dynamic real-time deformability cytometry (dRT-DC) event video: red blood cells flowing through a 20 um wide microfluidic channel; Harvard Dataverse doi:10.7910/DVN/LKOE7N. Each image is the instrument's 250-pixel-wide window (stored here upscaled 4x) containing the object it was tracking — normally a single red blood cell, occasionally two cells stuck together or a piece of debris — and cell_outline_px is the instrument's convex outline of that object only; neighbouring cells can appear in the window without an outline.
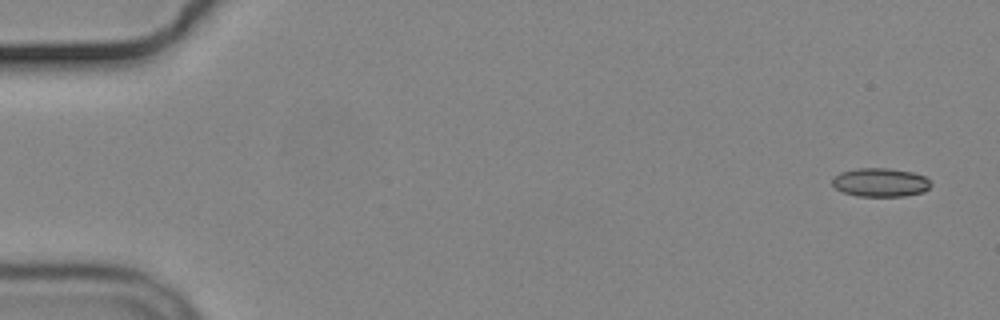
{"species": "common noctule bat (a hibernating species)", "species_latin": "Nyctalus noctula", "temperature_condition": "cold", "stored_images_in_passage": 6, "segment_of_instrument_passage": [2, 2], "camera_frame_rate_fps": 3000, "um_per_image_px": 0.085, "animal": {"sex": "male", "body_mass_g": 19.2, "forearm_length_mm": 51.8}, "frame": {"image": 1, "passage_image": 6, "time_ms": 6.667, "image_size_px": [1000, 320], "cell_outline_px": [[932, 184], [924, 192], [904, 196], [856, 196], [844, 192], [836, 188], [832, 184], [832, 180], [840, 172], [856, 168], [888, 168], [912, 172], [924, 176]], "centroid_in_image_um": [74.83, 15.5], "position_along_channel_um": 10.2, "area_um2": 16.42}}